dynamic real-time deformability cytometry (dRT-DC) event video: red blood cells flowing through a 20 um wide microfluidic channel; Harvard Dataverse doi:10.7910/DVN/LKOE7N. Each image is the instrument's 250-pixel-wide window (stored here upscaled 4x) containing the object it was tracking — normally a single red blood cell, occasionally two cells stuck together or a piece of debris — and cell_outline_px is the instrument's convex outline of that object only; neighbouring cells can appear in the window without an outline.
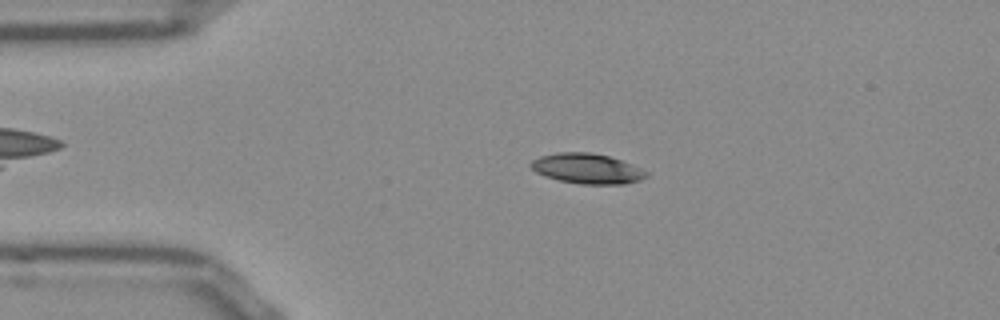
{"species": "Egyptian fruit bat (a non-hibernating species)", "species_latin": "Rousettus aegyptiacus", "temperature_condition": "room temperature", "stored_images_in_passage": 46, "camera_frame_rate_fps": 3000, "um_per_image_px": 0.085, "frame": {"image": 1, "passage_image": 4, "time_ms": 1.0, "image_size_px": [1000, 320], "cell_outline_px": [[648, 176], [640, 180], [624, 184], [580, 184], [560, 180], [544, 176], [536, 172], [528, 164], [532, 160], [540, 156], [560, 152], [588, 152], [608, 156], [620, 160], [640, 168], [648, 172]], "centroid_in_image_um": [49.88, 14.33], "position_along_channel_um": 35.1, "area_um2": 20.17}}
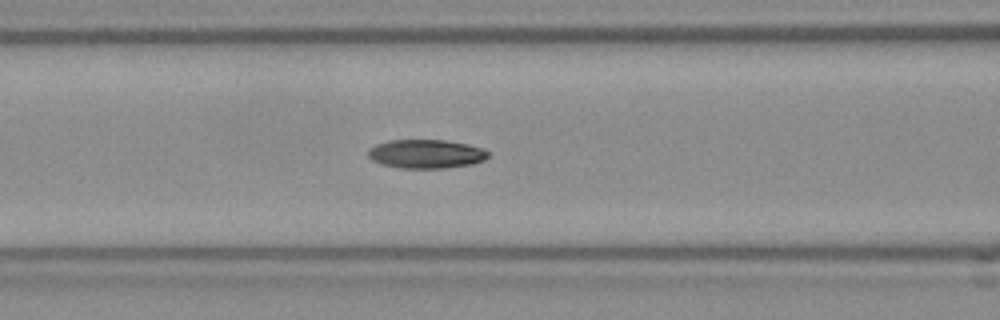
{"frame": {"image": 2, "passage_image": 14, "time_ms": 4.333, "image_size_px": [1000, 320], "cell_outline_px": [[488, 156], [484, 160], [472, 164], [444, 168], [400, 168], [380, 164], [372, 160], [368, 156], [368, 148], [376, 144], [388, 140], [444, 140], [468, 144], [484, 148], [488, 152]], "centroid_in_image_um": [36.19, 13.08], "position_along_channel_um": 130.4, "area_um2": 20.29}}
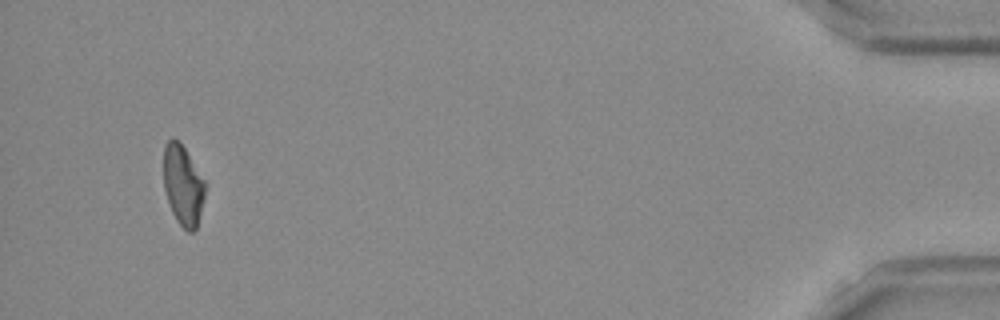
{"frame": {"image": 3, "passage_image": 43, "time_ms": 14.0, "image_size_px": [1000, 320], "cell_outline_px": [[208, 184], [196, 228], [192, 232], [188, 232], [176, 220], [172, 212], [164, 188], [164, 144], [168, 140], [176, 140], [184, 148]], "centroid_in_image_um": [15.58, 15.76], "position_along_channel_um": 419.6, "area_um2": 19.31}, "authors_computed_cell_mechanics": {"area_um2": 20.23, "velocity_mm_per_s": 3.83, "shape_relaxation_time_tau1_ms": 4.4516, "shape_relaxation_time_tau2_ms": 4.9279, "deformation_change_tau1": 0.1598, "deformation_change_tau2": 0.1099}}